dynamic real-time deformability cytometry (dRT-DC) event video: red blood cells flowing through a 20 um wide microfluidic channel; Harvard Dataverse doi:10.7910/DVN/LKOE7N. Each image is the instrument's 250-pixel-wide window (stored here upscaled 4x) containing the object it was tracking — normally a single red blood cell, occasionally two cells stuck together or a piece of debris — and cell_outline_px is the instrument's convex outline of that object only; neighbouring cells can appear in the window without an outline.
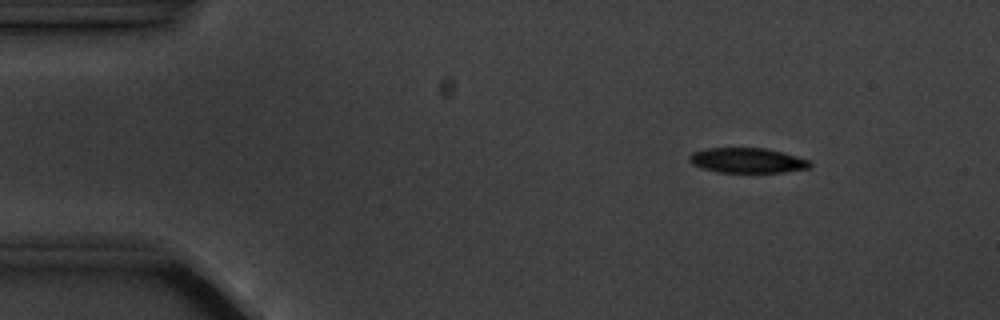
{"species": "common noctule bat (a hibernating species)", "species_latin": "Nyctalus noctula", "temperature_condition": "cold", "stored_images_in_passage": 13, "camera_frame_rate_fps": 3000, "um_per_image_px": 0.085, "animal": {"sex": "male", "body_mass_g": 20.1, "forearm_length_mm": 53.5}, "frame": {"image": 1, "passage_image": 3, "time_ms": 2.0, "image_size_px": [1000, 320], "cell_outline_px": [[812, 164], [808, 168], [784, 172], [716, 172], [700, 168], [692, 164], [688, 156], [692, 152], [708, 148], [764, 148], [780, 152], [808, 160]], "centroid_in_image_um": [63.46, 13.64], "position_along_channel_um": 21.5, "area_um2": 17.4}}
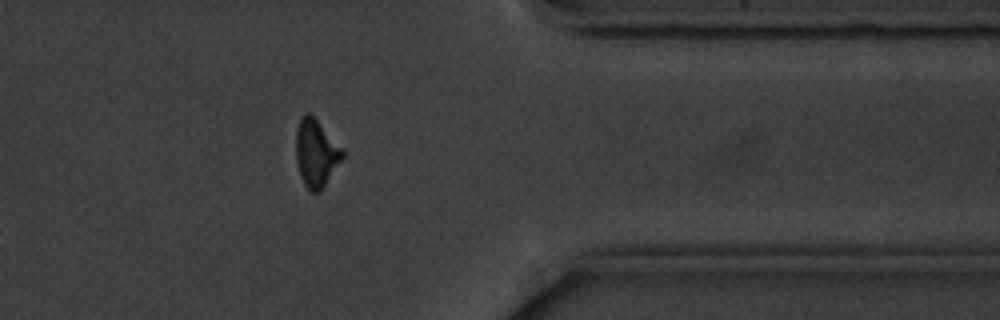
{"frame": {"image": 2, "passage_image": 13, "time_ms": 14.667, "image_size_px": [1000, 320], "cell_outline_px": [[348, 152], [320, 192], [312, 192], [304, 184], [300, 176], [296, 160], [296, 132], [300, 120], [304, 112], [308, 112]], "centroid_in_image_um": [26.9, 13.03], "position_along_channel_um": 384.5, "area_um2": 18.44}, "authors_computed_cell_mechanics": {"area_um2": 18.6694, "velocity_mm_per_s": 3.5443, "shape_relaxation_time_tau1_ms": 2.052, "shape_relaxation_time_tau2_ms": null, "deformation_change_tau1": 0.1181, "deformation_change_tau2": null}}